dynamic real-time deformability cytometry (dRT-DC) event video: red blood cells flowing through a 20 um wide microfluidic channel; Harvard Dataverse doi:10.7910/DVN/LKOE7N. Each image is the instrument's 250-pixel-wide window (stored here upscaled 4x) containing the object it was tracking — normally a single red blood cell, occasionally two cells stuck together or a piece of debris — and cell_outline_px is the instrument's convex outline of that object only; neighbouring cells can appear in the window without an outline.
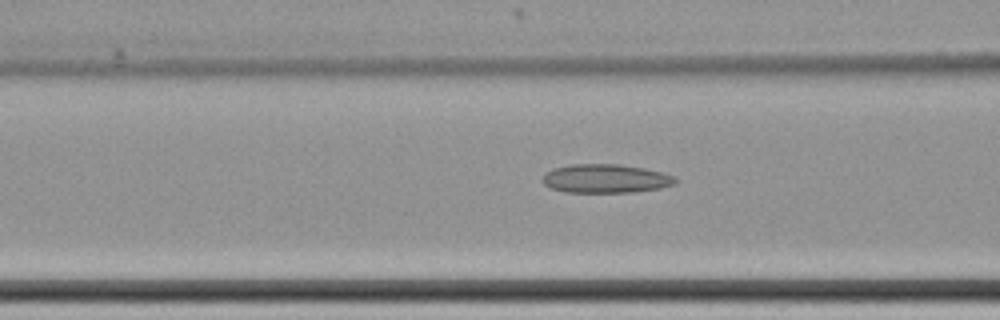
{"species": "common noctule bat (a hibernating species)", "species_latin": "Nyctalus noctula", "temperature_condition": "cold", "stored_images_in_passage": 32, "segment_of_instrument_passage": [1, 2], "camera_frame_rate_fps": 3000, "um_per_image_px": 0.085, "animal": {"sex": "female", "body_mass_g": 22.7, "forearm_length_mm": 54.2}, "frame": {"image": 1, "passage_image": 7, "time_ms": 2.0, "image_size_px": [1000, 320], "cell_outline_px": [[676, 184], [660, 188], [632, 192], [564, 192], [552, 188], [544, 184], [540, 180], [544, 172], [552, 168], [572, 164], [620, 164], [644, 168], [664, 172], [676, 176]], "centroid_in_image_um": [51.47, 15.17], "position_along_channel_um": 115.1, "area_um2": 22.54}}
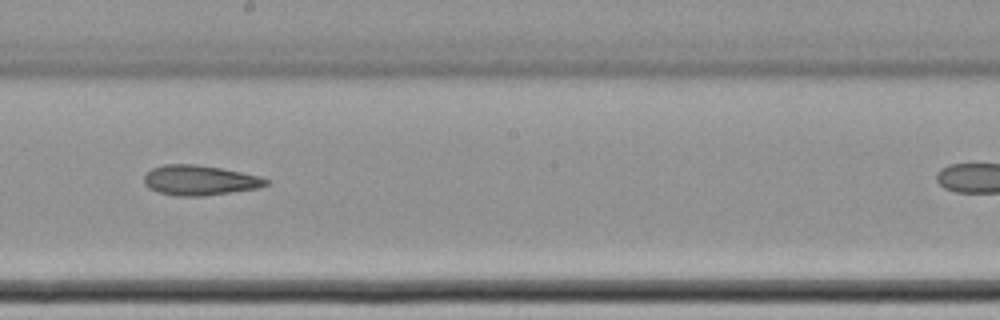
{"frame": {"image": 2, "passage_image": 17, "time_ms": 5.333, "image_size_px": [1000, 320], "cell_outline_px": [[268, 184], [260, 188], [204, 196], [176, 196], [160, 192], [148, 188], [144, 184], [144, 176], [152, 168], [164, 164], [196, 164], [220, 168], [260, 176], [268, 180]], "centroid_in_image_um": [16.97, 15.32], "position_along_channel_um": 231.2, "area_um2": 21.33}}
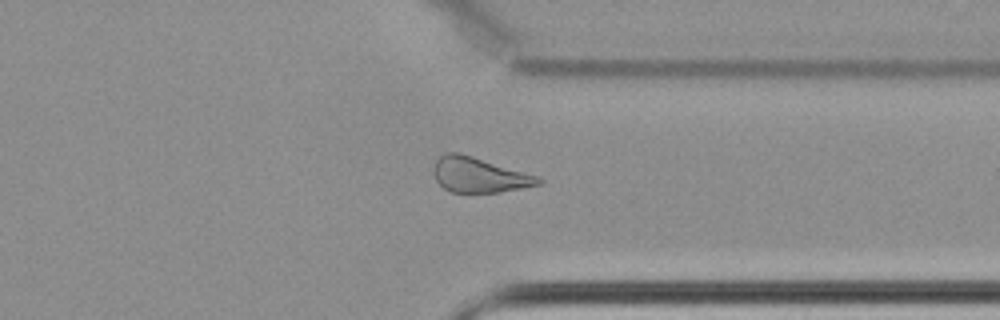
{"frame": {"image": 3, "passage_image": 29, "time_ms": 9.333, "image_size_px": [1000, 320], "cell_outline_px": [[544, 180], [540, 184], [500, 192], [452, 192], [444, 188], [436, 180], [432, 172], [432, 168], [436, 160], [444, 152], [460, 152], [536, 176]], "centroid_in_image_um": [40.66, 14.86], "position_along_channel_um": 370.7, "area_um2": 21.21}}